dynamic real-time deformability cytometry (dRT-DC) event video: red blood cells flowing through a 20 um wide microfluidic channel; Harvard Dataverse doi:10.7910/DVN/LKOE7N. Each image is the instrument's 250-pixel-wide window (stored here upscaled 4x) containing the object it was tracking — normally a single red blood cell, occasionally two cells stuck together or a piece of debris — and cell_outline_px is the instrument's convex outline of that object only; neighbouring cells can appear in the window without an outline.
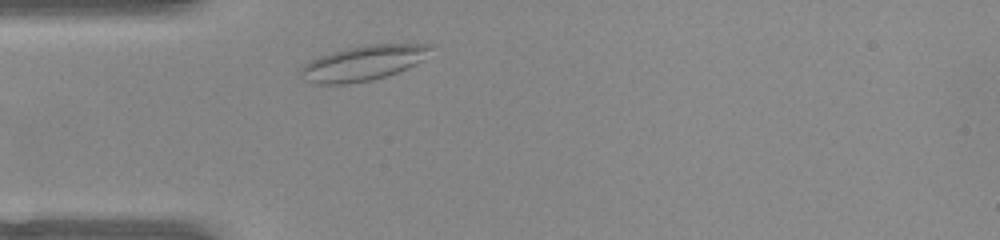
{"species": "common noctule bat (a hibernating species)", "species_latin": "Nyctalus noctula", "temperature_condition": "warm", "stored_images_in_passage": 31, "camera_frame_rate_fps": 3000, "um_per_image_px": 0.085, "animal": {"sex": "female", "body_mass_g": 22.0, "forearm_length_mm": 56.7}, "frame": {"image": 1, "passage_image": 3, "time_ms": 0.667, "image_size_px": [1000, 240], "cell_outline_px": [[436, 44], [424, 60], [408, 68], [372, 80], [344, 84], [312, 84], [304, 80], [300, 76], [300, 68], [304, 64], [320, 56], [344, 48], [368, 44]], "centroid_in_image_um": [30.88, 5.35], "position_along_channel_um": 54.1, "area_um2": 26.7}}
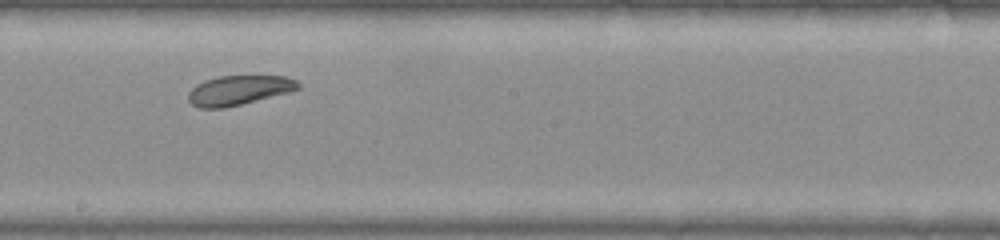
{"frame": {"image": 2, "passage_image": 17, "time_ms": 5.333, "image_size_px": [1000, 240], "cell_outline_px": [[300, 88], [288, 92], [224, 108], [200, 108], [192, 104], [188, 100], [188, 92], [192, 88], [204, 80], [220, 76], [288, 76], [296, 80], [300, 84]], "centroid_in_image_um": [20.29, 7.66], "position_along_channel_um": 227.9, "area_um2": 18.73}}
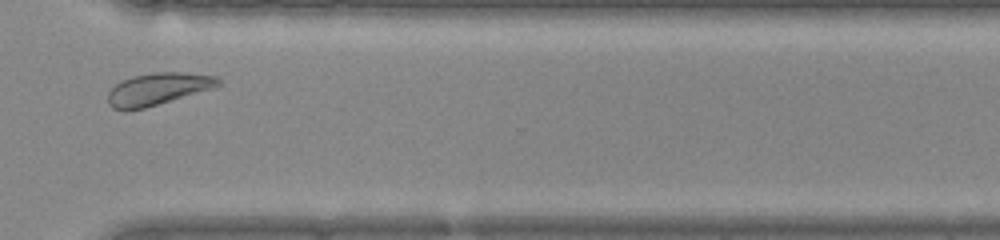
{"frame": {"image": 3, "passage_image": 27, "time_ms": 8.667, "image_size_px": [1000, 240], "cell_outline_px": [[224, 84], [216, 88], [144, 108], [124, 112], [112, 108], [108, 104], [108, 92], [116, 84], [132, 76], [152, 72], [184, 72], [216, 76]], "centroid_in_image_um": [13.45, 7.57], "position_along_channel_um": 357.2, "area_um2": 21.04}}